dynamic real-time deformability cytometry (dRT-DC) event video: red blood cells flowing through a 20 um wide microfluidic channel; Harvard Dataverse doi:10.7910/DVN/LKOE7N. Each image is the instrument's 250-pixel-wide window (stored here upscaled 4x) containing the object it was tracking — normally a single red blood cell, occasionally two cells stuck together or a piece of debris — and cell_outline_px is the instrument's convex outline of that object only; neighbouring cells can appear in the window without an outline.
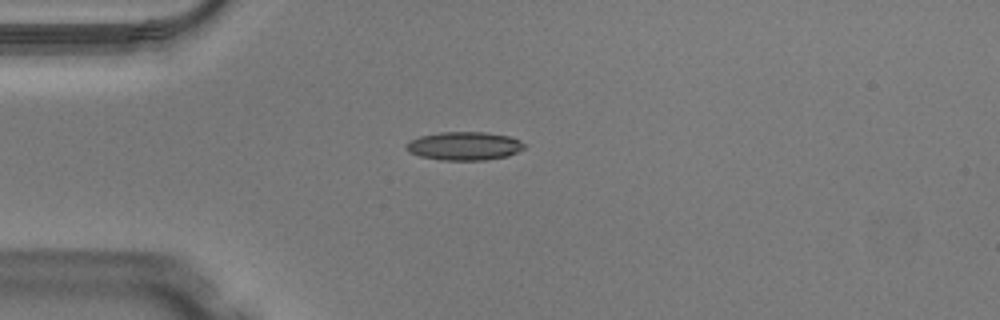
{"species": "Egyptian fruit bat (a non-hibernating species)", "species_latin": "Rousettus aegyptiacus", "temperature_condition": "warm", "stored_images_in_passage": 38, "camera_frame_rate_fps": 3000, "um_per_image_px": 0.085, "animal": {"sex": "male"}, "frame": {"image": 1, "passage_image": 2, "time_ms": 0.333, "image_size_px": [1000, 320], "cell_outline_px": [[524, 148], [508, 156], [488, 160], [440, 160], [420, 156], [408, 152], [404, 148], [404, 144], [408, 140], [420, 136], [440, 132], [484, 132], [508, 136], [520, 140], [524, 144]], "centroid_in_image_um": [39.41, 12.41], "position_along_channel_um": 45.6, "area_um2": 19.71}}
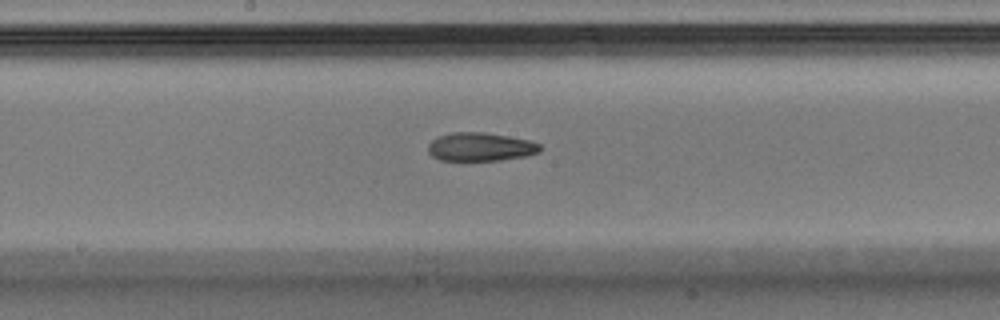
{"frame": {"image": 2, "passage_image": 15, "time_ms": 4.667, "image_size_px": [1000, 320], "cell_outline_px": [[540, 152], [524, 156], [500, 160], [440, 160], [432, 156], [428, 152], [428, 144], [436, 136], [452, 132], [484, 132], [508, 136], [528, 140], [540, 144]], "centroid_in_image_um": [40.79, 12.47], "position_along_channel_um": 207.4, "area_um2": 18.55}}
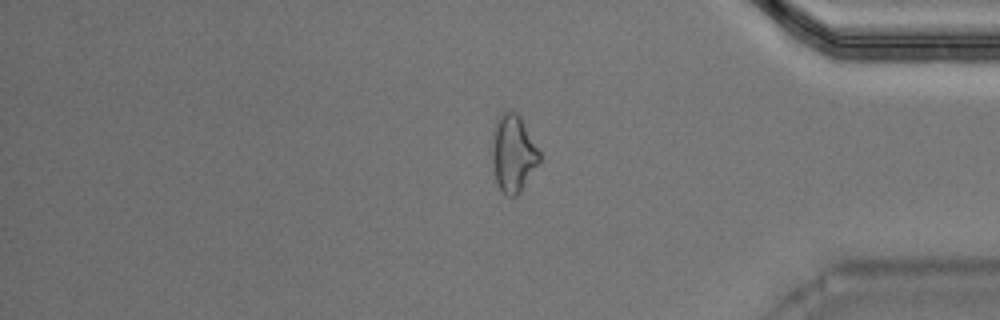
{"frame": {"image": 3, "passage_image": 30, "time_ms": 9.667, "image_size_px": [1000, 320], "cell_outline_px": [[540, 160], [520, 192], [516, 196], [508, 196], [496, 184], [492, 160], [492, 132], [496, 120], [500, 112], [508, 108], [516, 112], [520, 116], [540, 152]], "centroid_in_image_um": [43.59, 12.98], "position_along_channel_um": 391.6, "area_um2": 21.44}, "authors_computed_cell_mechanics": {"area_um2": 19.7387, "velocity_mm_per_s": 4.1237, "shape_relaxation_time_tau1_ms": 6.1332, "shape_relaxation_time_tau2_ms": 3.8597, "deformation_change_tau1": 0.1626, "deformation_change_tau2": 0.1196}}